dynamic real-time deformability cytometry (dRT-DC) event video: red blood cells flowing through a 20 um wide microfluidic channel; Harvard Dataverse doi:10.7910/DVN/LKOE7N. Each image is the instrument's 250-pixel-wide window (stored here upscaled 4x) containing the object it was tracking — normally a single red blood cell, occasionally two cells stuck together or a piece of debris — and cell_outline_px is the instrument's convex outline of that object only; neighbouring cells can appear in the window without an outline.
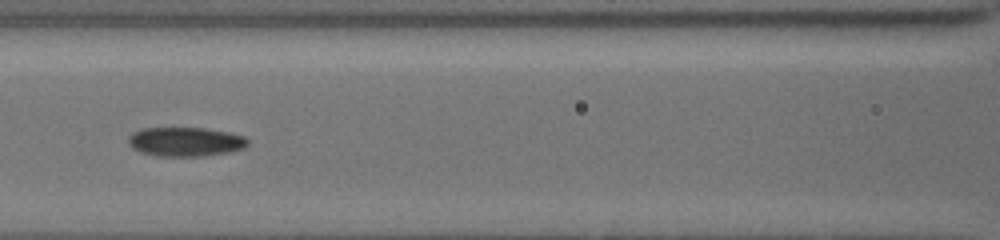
{"species": "common noctule bat (a hibernating species)", "species_latin": "Nyctalus noctula", "temperature_condition": "cold", "stored_images_in_passage": 10, "camera_frame_rate_fps": 3000, "um_per_image_px": 0.085, "animal": {"sex": "female", "body_mass_g": 19.5, "forearm_length_mm": 54.1}, "frame": {"image": 1, "passage_image": 9, "time_ms": 7.333, "image_size_px": [1000, 240], "cell_outline_px": [[248, 144], [244, 148], [232, 152], [204, 156], [156, 156], [140, 152], [132, 148], [128, 144], [128, 136], [132, 132], [144, 128], [204, 128], [228, 132], [244, 136], [248, 140]], "centroid_in_image_um": [15.75, 12.05], "position_along_channel_um": 150.8, "area_um2": 20.52}}